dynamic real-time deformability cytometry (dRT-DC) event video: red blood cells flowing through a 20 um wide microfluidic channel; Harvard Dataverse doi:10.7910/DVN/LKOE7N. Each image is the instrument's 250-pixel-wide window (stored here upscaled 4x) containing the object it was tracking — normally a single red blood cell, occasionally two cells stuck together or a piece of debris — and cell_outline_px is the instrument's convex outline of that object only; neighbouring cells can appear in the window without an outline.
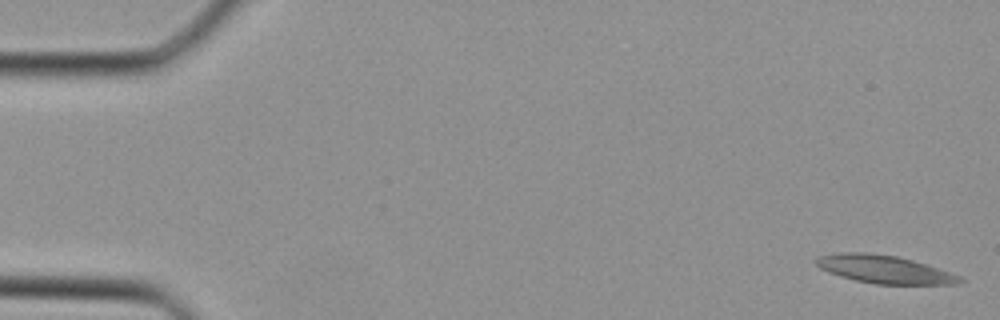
{"species": "Egyptian fruit bat (a non-hibernating species)", "species_latin": "Rousettus aegyptiacus", "temperature_condition": "cold", "stored_images_in_passage": 39, "camera_frame_rate_fps": 3000, "um_per_image_px": 0.085, "animal": {"sex": "female"}, "frame": {"image": 1, "passage_image": 1, "time_ms": 0.0, "image_size_px": [1000, 320], "cell_outline_px": [[964, 280], [960, 284], [876, 284], [856, 280], [840, 276], [828, 272], [820, 268], [812, 260], [816, 256], [836, 252], [868, 252], [896, 256], [912, 260], [960, 276]], "centroid_in_image_um": [75.08, 22.88], "position_along_channel_um": 9.9, "area_um2": 23.41}}
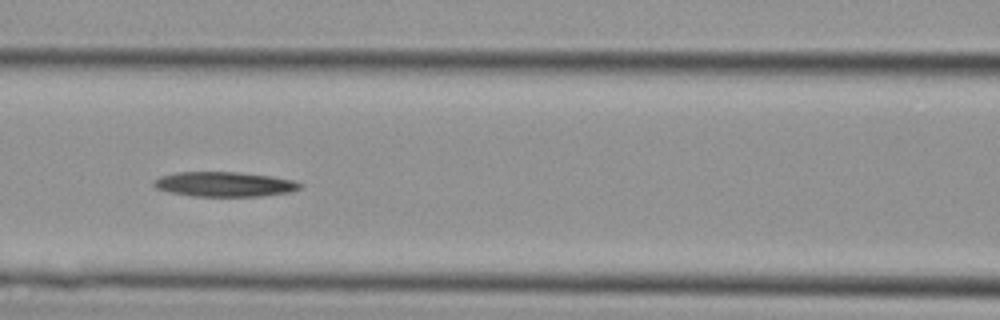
{"frame": {"image": 2, "passage_image": 17, "time_ms": 5.333, "image_size_px": [1000, 320], "cell_outline_px": [[304, 184], [300, 188], [292, 192], [264, 196], [192, 196], [168, 192], [156, 188], [152, 184], [152, 180], [160, 176], [176, 172], [236, 172], [272, 176], [292, 180]], "centroid_in_image_um": [19.07, 15.66], "position_along_channel_um": 147.5, "area_um2": 21.33}}
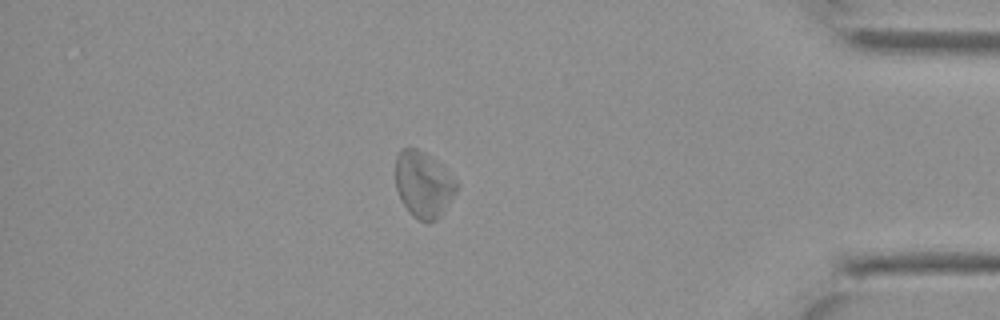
{"frame": {"image": 3, "passage_image": 34, "time_ms": 11.0, "image_size_px": [1000, 320], "cell_outline_px": [[460, 184], [456, 192], [444, 212], [436, 220], [428, 224], [412, 216], [408, 212], [396, 188], [396, 156], [400, 148], [416, 148], [424, 152], [444, 164]], "centroid_in_image_um": [36.04, 15.67], "position_along_channel_um": 399.2, "area_um2": 24.1}}